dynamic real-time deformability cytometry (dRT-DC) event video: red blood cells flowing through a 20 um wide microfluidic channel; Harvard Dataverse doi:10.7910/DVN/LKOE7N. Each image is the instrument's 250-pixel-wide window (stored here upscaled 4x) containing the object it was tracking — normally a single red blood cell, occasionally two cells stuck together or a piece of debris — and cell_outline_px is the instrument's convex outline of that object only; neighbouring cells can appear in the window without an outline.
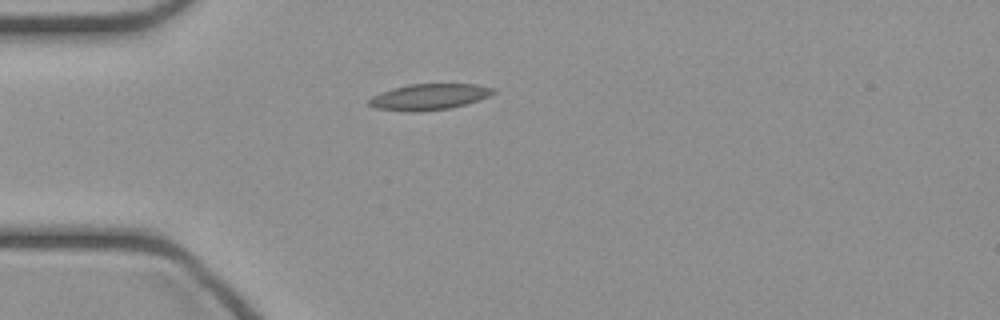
{"species": "common noctule bat (a hibernating species)", "species_latin": "Nyctalus noctula", "temperature_condition": "cold", "stored_images_in_passage": 35, "camera_frame_rate_fps": 3000, "um_per_image_px": 0.085, "animal": {"sex": "female", "body_mass_g": 21.9}, "frame": {"image": 1, "passage_image": 1, "time_ms": 0.0, "image_size_px": [1000, 320], "cell_outline_px": [[496, 92], [488, 96], [452, 108], [420, 112], [408, 112], [376, 108], [368, 104], [368, 100], [372, 96], [380, 92], [392, 88], [408, 84], [476, 84], [496, 88]], "centroid_in_image_um": [36.45, 8.23], "position_along_channel_um": 48.5, "area_um2": 18.96}}
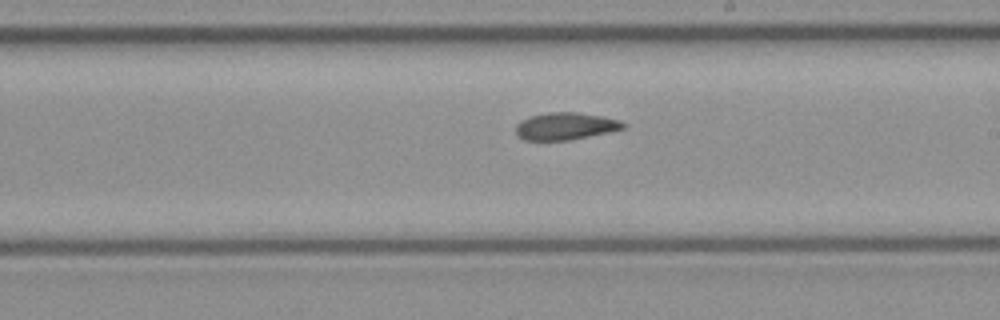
{"frame": {"image": 2, "passage_image": 15, "time_ms": 4.667, "image_size_px": [1000, 320], "cell_outline_px": [[628, 124], [624, 128], [612, 132], [568, 140], [524, 140], [516, 136], [516, 124], [520, 120], [532, 116], [548, 112], [576, 112], [600, 116], [620, 120]], "centroid_in_image_um": [48.07, 10.73], "position_along_channel_um": 240.9, "area_um2": 17.17}}
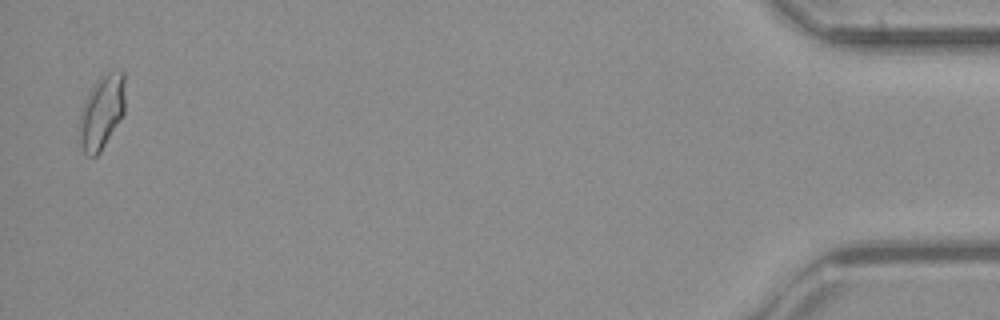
{"frame": {"image": 3, "passage_image": 34, "time_ms": 11.0, "image_size_px": [1000, 320], "cell_outline_px": [[124, 116], [100, 152], [96, 156], [88, 156], [84, 152], [80, 144], [76, 128], [76, 124], [80, 108], [88, 92], [96, 80], [108, 72], [124, 72]], "centroid_in_image_um": [8.59, 9.57], "position_along_channel_um": 426.6, "area_um2": 20.35}}